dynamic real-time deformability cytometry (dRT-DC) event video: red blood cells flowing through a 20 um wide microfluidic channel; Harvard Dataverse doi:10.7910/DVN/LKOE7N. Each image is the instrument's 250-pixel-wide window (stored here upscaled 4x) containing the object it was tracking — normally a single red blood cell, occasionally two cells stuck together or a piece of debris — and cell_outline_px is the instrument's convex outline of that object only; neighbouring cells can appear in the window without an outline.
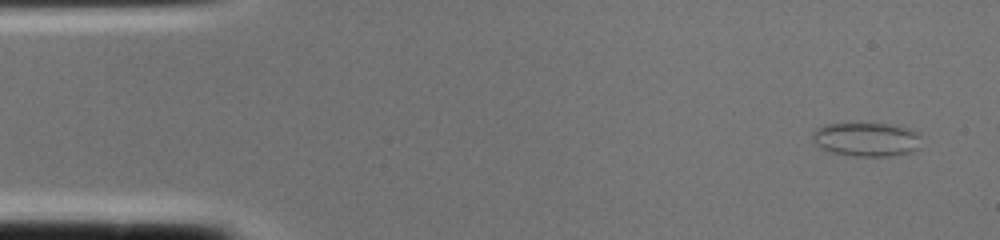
{"species": "common noctule bat (a hibernating species)", "species_latin": "Nyctalus noctula", "temperature_condition": "cold", "stored_images_in_passage": 2, "camera_frame_rate_fps": 3000, "um_per_image_px": 0.085, "animal": {"sex": "female", "body_mass_g": 22.0, "forearm_length_mm": 56.7}, "frame": {"image": 1, "passage_image": 1, "time_ms": 0.0, "image_size_px": [1000, 240], "cell_outline_px": [[920, 148], [912, 152], [888, 156], [852, 156], [828, 152], [820, 148], [812, 140], [812, 132], [816, 128], [824, 124], [892, 124], [908, 128], [920, 132]], "centroid_in_image_um": [73.65, 11.85], "position_along_channel_um": 11.4, "area_um2": 21.85}}
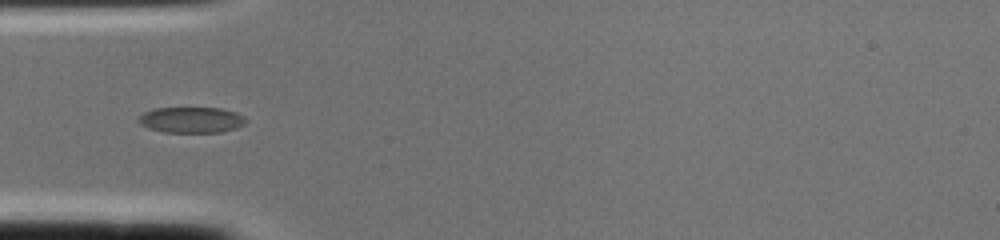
{"frame": {"image": 2, "passage_image": 2, "time_ms": 0.333, "image_size_px": [1000, 240], "cell_outline_px": [[248, 120], [244, 124], [236, 128], [224, 132], [164, 132], [148, 128], [140, 124], [136, 120], [144, 112], [156, 108], [220, 108], [236, 112], [244, 116]], "centroid_in_image_um": [16.28, 10.19], "position_along_channel_um": 68.7, "area_um2": 16.24}}